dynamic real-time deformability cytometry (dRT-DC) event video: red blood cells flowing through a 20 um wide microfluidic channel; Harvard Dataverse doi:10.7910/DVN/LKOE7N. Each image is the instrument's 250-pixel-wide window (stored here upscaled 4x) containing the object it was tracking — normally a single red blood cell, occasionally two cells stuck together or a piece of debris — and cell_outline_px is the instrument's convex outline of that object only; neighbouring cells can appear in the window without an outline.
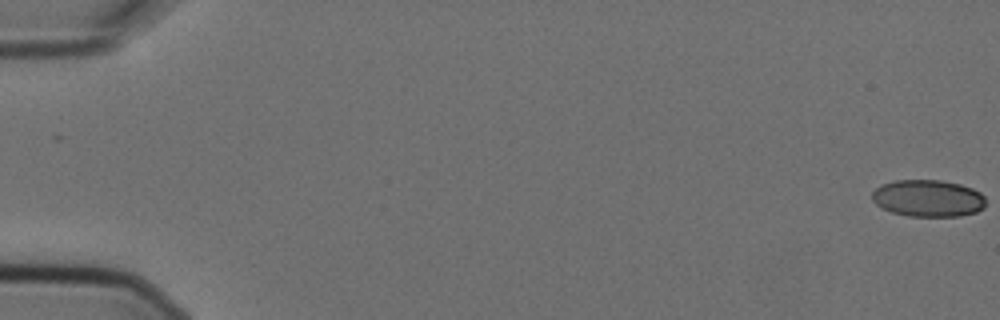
{"species": "Egyptian fruit bat (a non-hibernating species)", "species_latin": "Rousettus aegyptiacus", "temperature_condition": "cold", "stored_images_in_passage": 6, "segment_of_instrument_passage": [1, 2], "camera_frame_rate_fps": 3000, "um_per_image_px": 0.085, "animal": {"sex": "female"}, "frame": {"image": 1, "passage_image": 1, "time_ms": 0.0, "image_size_px": [1000, 320], "cell_outline_px": [[984, 208], [976, 212], [960, 216], [908, 216], [892, 212], [880, 208], [872, 200], [872, 192], [880, 184], [896, 180], [940, 180], [960, 184], [972, 188], [980, 192], [984, 196]], "centroid_in_image_um": [78.86, 16.85], "position_along_channel_um": 6.1, "area_um2": 24.62}}
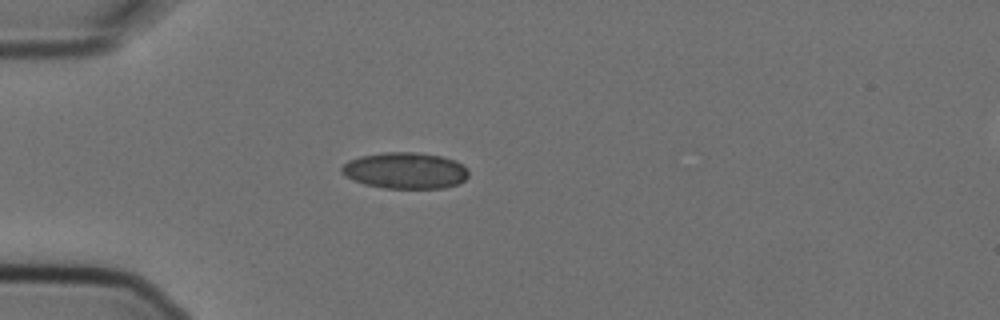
{"frame": {"image": 2, "passage_image": 5, "time_ms": 1.333, "image_size_px": [1000, 320], "cell_outline_px": [[468, 176], [460, 184], [444, 188], [384, 188], [364, 184], [344, 176], [340, 172], [340, 168], [348, 160], [360, 156], [384, 152], [416, 152], [440, 156], [456, 160], [468, 168]], "centroid_in_image_um": [34.45, 14.5], "position_along_channel_um": 50.6, "area_um2": 27.11}}